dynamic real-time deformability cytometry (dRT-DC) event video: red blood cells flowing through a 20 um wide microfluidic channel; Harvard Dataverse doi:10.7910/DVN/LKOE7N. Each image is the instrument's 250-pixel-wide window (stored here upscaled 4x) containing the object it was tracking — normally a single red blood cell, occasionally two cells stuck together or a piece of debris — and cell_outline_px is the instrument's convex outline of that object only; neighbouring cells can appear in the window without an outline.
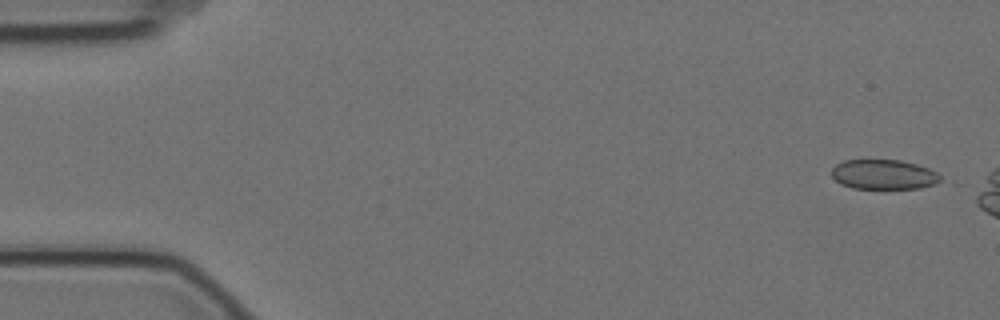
{"species": "Egyptian fruit bat (a non-hibernating species)", "species_latin": "Rousettus aegyptiacus", "temperature_condition": "cold", "stored_images_in_passage": 4, "camera_frame_rate_fps": 3000, "um_per_image_px": 0.085, "animal": {"sex": "female"}, "frame": {"image": 1, "passage_image": 1, "time_ms": 0.0, "image_size_px": [1000, 320], "cell_outline_px": [[940, 180], [936, 184], [920, 188], [852, 188], [840, 184], [832, 176], [832, 168], [836, 164], [844, 160], [900, 160], [916, 164], [928, 168], [936, 172], [940, 176]], "centroid_in_image_um": [75.1, 14.83], "position_along_channel_um": 9.9, "area_um2": 18.79}}